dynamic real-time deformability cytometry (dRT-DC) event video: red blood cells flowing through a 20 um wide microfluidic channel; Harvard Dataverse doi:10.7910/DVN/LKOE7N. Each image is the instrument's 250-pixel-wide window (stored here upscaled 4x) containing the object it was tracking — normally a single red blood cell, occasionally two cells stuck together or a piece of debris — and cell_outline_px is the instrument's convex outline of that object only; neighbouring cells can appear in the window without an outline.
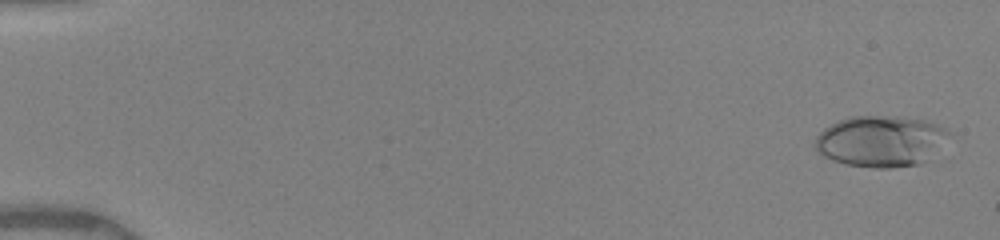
{"species": "human", "species_latin": "Homo sapiens", "temperature_condition": "warm", "stored_images_in_passage": 5, "camera_frame_rate_fps": 3000, "um_per_image_px": 0.085, "donor": {"sex": "female"}, "frame": {"image": 1, "passage_image": 1, "time_ms": 0.0, "image_size_px": [1000, 240], "cell_outline_px": [[956, 132], [920, 164], [892, 168], [872, 168], [844, 164], [832, 160], [824, 156], [816, 148], [816, 136], [824, 128], [848, 116], [900, 116], [924, 120], [948, 128]], "centroid_in_image_um": [74.91, 11.99], "position_along_channel_um": 10.1, "area_um2": 40.06}}